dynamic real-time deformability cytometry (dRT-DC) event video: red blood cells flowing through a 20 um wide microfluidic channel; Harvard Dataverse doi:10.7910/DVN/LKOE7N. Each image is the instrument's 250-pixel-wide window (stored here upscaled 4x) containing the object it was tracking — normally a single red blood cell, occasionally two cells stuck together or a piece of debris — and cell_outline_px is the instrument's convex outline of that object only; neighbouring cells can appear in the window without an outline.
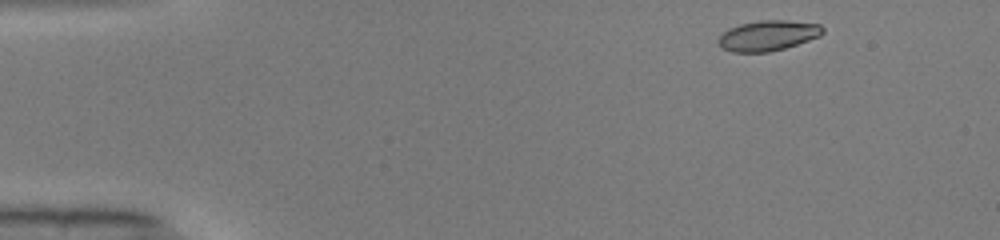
{"species": "common noctule bat (a hibernating species)", "species_latin": "Nyctalus noctula", "temperature_condition": "warm", "stored_images_in_passage": 45, "camera_frame_rate_fps": 3000, "um_per_image_px": 0.085, "animal": {"sex": "male", "body_mass_g": 19.0, "forearm_length_mm": 50.8}, "frame": {"image": 1, "passage_image": 1, "time_ms": 0.0, "image_size_px": [1000, 240], "cell_outline_px": [[824, 32], [820, 36], [784, 48], [768, 52], [732, 52], [724, 48], [716, 40], [728, 28], [740, 24], [760, 20], [784, 20], [820, 24], [824, 28]], "centroid_in_image_um": [65.28, 3.01], "position_along_channel_um": 19.7, "area_um2": 18.32}}
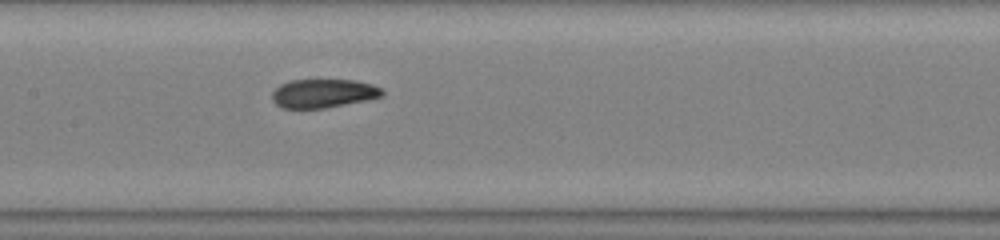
{"frame": {"image": 2, "passage_image": 20, "time_ms": 6.333, "image_size_px": [1000, 240], "cell_outline_px": [[384, 92], [380, 96], [364, 100], [324, 108], [284, 108], [276, 104], [272, 100], [272, 92], [280, 84], [292, 80], [356, 80], [372, 84], [380, 88]], "centroid_in_image_um": [27.44, 7.93], "position_along_channel_um": 180.0, "area_um2": 18.15}}
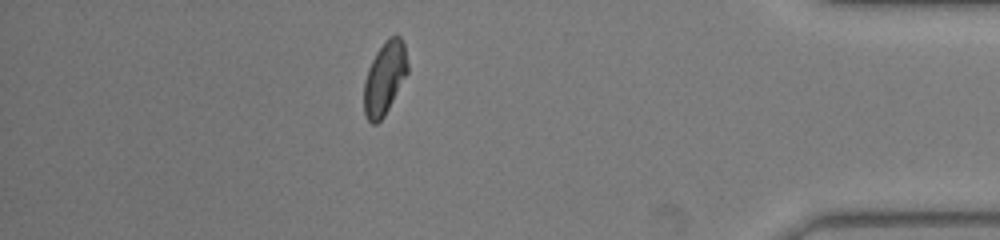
{"frame": {"image": 3, "passage_image": 39, "time_ms": 12.667, "image_size_px": [1000, 240], "cell_outline_px": [[408, 72], [384, 116], [376, 124], [372, 124], [368, 120], [364, 112], [364, 80], [368, 68], [376, 52], [384, 40], [388, 36], [396, 32], [400, 36], [404, 44], [408, 64]], "centroid_in_image_um": [32.69, 6.58], "position_along_channel_um": 402.5, "area_um2": 18.67}, "authors_computed_cell_mechanics": {"area_um2": 18.6694, "velocity_mm_per_s": 4.0982, "shape_relaxation_time_tau1_ms": 4.8269, "shape_relaxation_time_tau2_ms": 1.2056, "deformation_change_tau1": 0.1842, "deformation_change_tau2": 0.0688}}